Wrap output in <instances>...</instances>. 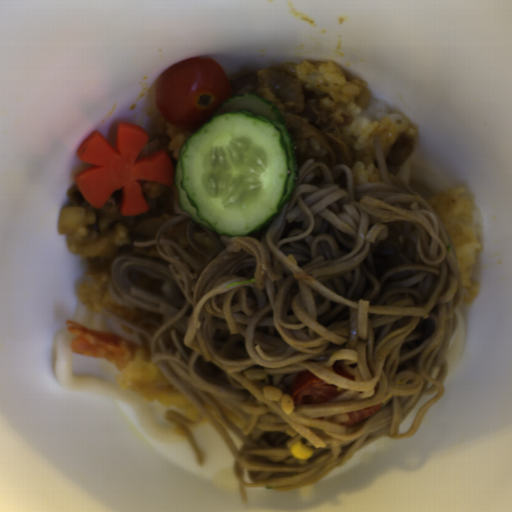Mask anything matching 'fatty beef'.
<instances>
[{
  "label": "fatty beef",
  "instance_id": "3",
  "mask_svg": "<svg viewBox=\"0 0 512 512\" xmlns=\"http://www.w3.org/2000/svg\"><path fill=\"white\" fill-rule=\"evenodd\" d=\"M415 147V139L409 135H398L391 149L386 155V163L389 174L396 175L402 170L412 155Z\"/></svg>",
  "mask_w": 512,
  "mask_h": 512
},
{
  "label": "fatty beef",
  "instance_id": "1",
  "mask_svg": "<svg viewBox=\"0 0 512 512\" xmlns=\"http://www.w3.org/2000/svg\"><path fill=\"white\" fill-rule=\"evenodd\" d=\"M197 131L180 128L168 121L148 136L137 160L145 159L155 151H166L172 162L173 176L171 185L139 181L143 199L149 208L137 216L121 213L123 188L112 192L102 208H97L86 200L77 181L71 184L68 199L57 212L55 228L67 251L82 261L89 275L109 280L113 259L123 254L143 256L169 265L160 256L156 245L137 247L133 242L155 239L164 222L181 215L174 212L173 187L176 186L181 148Z\"/></svg>",
  "mask_w": 512,
  "mask_h": 512
},
{
  "label": "fatty beef",
  "instance_id": "2",
  "mask_svg": "<svg viewBox=\"0 0 512 512\" xmlns=\"http://www.w3.org/2000/svg\"><path fill=\"white\" fill-rule=\"evenodd\" d=\"M228 82L232 98L251 93L275 105L290 133L298 172L309 159L352 170L358 159L349 135L353 121L331 98L306 86L284 66L242 67Z\"/></svg>",
  "mask_w": 512,
  "mask_h": 512
}]
</instances>
